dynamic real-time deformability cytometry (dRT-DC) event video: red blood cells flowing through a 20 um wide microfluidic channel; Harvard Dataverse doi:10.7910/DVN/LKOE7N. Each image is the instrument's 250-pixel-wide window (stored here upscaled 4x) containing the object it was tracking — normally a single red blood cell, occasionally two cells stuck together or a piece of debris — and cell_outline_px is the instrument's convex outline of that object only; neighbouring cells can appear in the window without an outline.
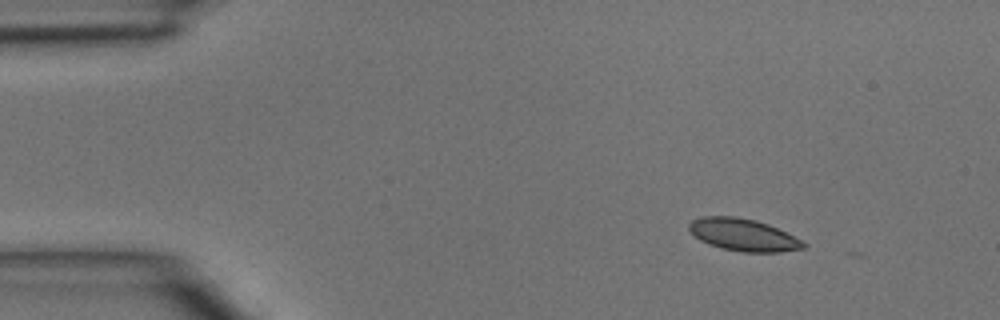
{"species": "common noctule bat (a hibernating species)", "species_latin": "Nyctalus noctula", "temperature_condition": "room temperature", "stored_images_in_passage": 2, "camera_frame_rate_fps": 3000, "um_per_image_px": 0.085, "animal": {"sex": "male", "body_mass_g": 15.6}, "frame": {"image": 1, "passage_image": 1, "time_ms": 0.0, "image_size_px": [1000, 320], "cell_outline_px": [[808, 244], [804, 248], [780, 252], [744, 252], [724, 248], [708, 244], [700, 240], [688, 228], [688, 224], [692, 220], [704, 216], [736, 216], [756, 220], [768, 224]], "centroid_in_image_um": [63.16, 19.95], "position_along_channel_um": 21.8, "area_um2": 21.21}}